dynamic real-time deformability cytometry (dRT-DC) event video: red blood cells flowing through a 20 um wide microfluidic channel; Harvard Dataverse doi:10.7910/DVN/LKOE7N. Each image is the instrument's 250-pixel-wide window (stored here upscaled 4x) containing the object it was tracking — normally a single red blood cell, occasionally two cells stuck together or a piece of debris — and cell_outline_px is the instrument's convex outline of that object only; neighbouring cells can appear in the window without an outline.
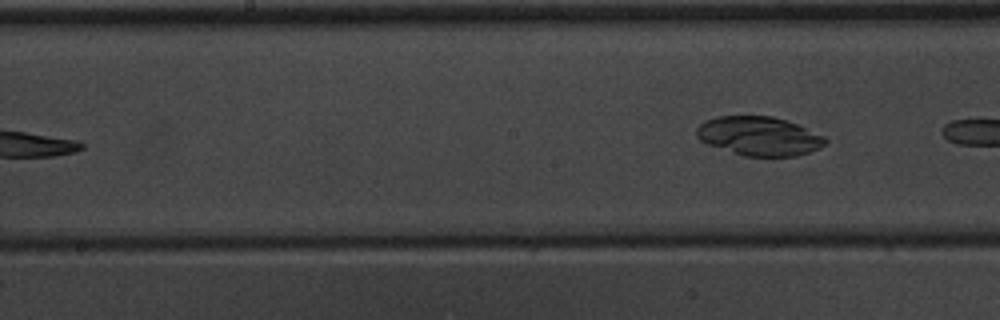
{"species": "common noctule bat (a hibernating species)", "species_latin": "Nyctalus noctula", "temperature_condition": "warm", "stored_images_in_passage": 7, "camera_frame_rate_fps": 3000, "um_per_image_px": 0.085, "animal": {"sex": "male", "body_mass_g": 20.1, "forearm_length_mm": 53.5}, "frame": {"image": 1, "passage_image": 7, "time_ms": 7.0, "image_size_px": [1000, 320], "cell_outline_px": [[828, 140], [820, 148], [796, 156], [744, 156], [708, 144], [700, 140], [696, 136], [696, 128], [704, 120], [716, 116], [772, 116], [796, 124], [824, 136]], "centroid_in_image_um": [64.5, 11.56], "position_along_channel_um": 183.7, "area_um2": 29.07}}